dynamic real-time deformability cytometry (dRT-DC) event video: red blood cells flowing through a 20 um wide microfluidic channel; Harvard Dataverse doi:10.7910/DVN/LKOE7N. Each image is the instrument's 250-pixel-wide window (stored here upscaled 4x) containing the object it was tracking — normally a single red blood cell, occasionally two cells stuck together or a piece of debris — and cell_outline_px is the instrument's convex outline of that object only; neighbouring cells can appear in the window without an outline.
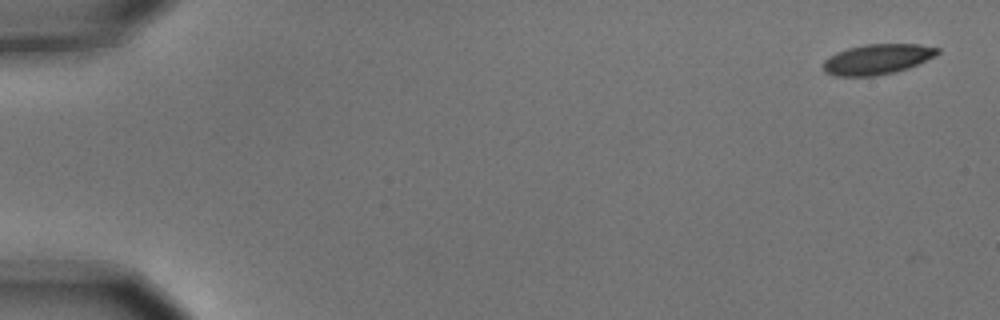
{"species": "common noctule bat (a hibernating species)", "species_latin": "Nyctalus noctula", "temperature_condition": "cold", "stored_images_in_passage": 6, "camera_frame_rate_fps": 3000, "um_per_image_px": 0.085, "animal": {"sex": "male", "body_mass_g": 15.6}, "frame": {"image": 1, "passage_image": 1, "time_ms": 0.0, "image_size_px": [1000, 320], "cell_outline_px": [[940, 52], [936, 56], [908, 68], [876, 76], [836, 76], [824, 72], [824, 60], [836, 52], [848, 48], [864, 44], [920, 44], [940, 48]], "centroid_in_image_um": [74.58, 5.02], "position_along_channel_um": 10.4, "area_um2": 20.17}}
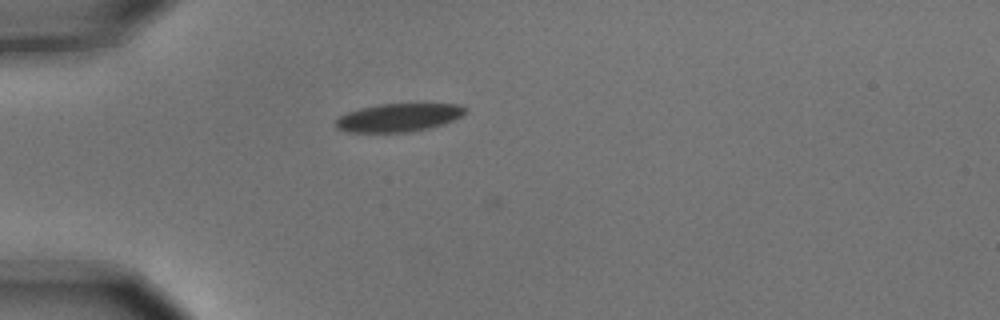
{"frame": {"image": 2, "passage_image": 5, "time_ms": 1.333, "image_size_px": [1000, 320], "cell_outline_px": [[468, 108], [460, 116], [452, 120], [428, 128], [408, 132], [352, 132], [336, 128], [336, 120], [340, 116], [348, 112], [360, 108], [376, 104], [424, 100], [460, 104]], "centroid_in_image_um": [33.96, 9.91], "position_along_channel_um": 51.0, "area_um2": 22.2}}